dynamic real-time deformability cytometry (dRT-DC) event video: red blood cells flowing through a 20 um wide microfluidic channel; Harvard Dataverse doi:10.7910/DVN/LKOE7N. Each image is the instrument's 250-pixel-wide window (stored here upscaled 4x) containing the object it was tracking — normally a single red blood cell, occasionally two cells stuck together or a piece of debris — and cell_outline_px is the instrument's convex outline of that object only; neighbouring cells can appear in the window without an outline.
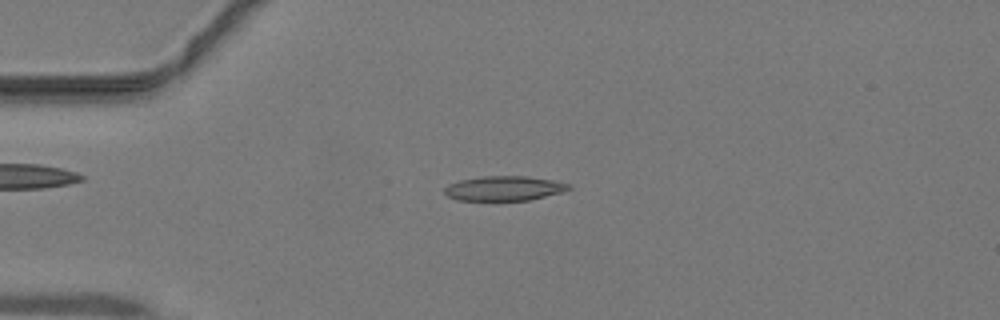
{"species": "common noctule bat (a hibernating species)", "species_latin": "Nyctalus noctula", "temperature_condition": "warm", "stored_images_in_passage": 44, "camera_frame_rate_fps": 3000, "um_per_image_px": 0.085, "animal": {"sex": "male", "body_mass_g": 19.2, "forearm_length_mm": 51.8}, "frame": {"image": 1, "passage_image": 11, "time_ms": 3.333, "image_size_px": [1000, 320], "cell_outline_px": [[572, 188], [560, 192], [528, 200], [456, 200], [448, 196], [444, 192], [444, 188], [448, 184], [460, 180], [480, 176], [524, 176], [552, 180], [572, 184]], "centroid_in_image_um": [42.82, 16.0], "position_along_channel_um": 42.2, "area_um2": 17.74}}
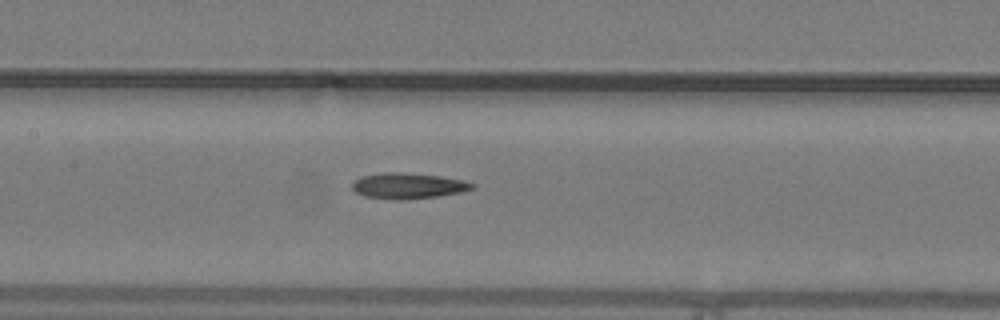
{"frame": {"image": 2, "passage_image": 21, "time_ms": 6.667, "image_size_px": [1000, 320], "cell_outline_px": [[476, 184], [472, 188], [460, 192], [436, 196], [404, 200], [396, 200], [364, 196], [356, 192], [352, 188], [352, 184], [360, 176], [384, 172], [404, 172], [440, 176], [464, 180]], "centroid_in_image_um": [34.66, 15.78], "position_along_channel_um": 172.7, "area_um2": 17.98}}
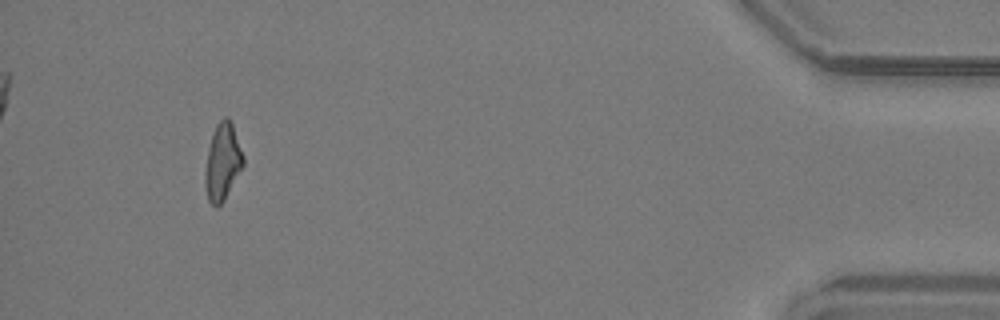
{"frame": {"image": 3, "passage_image": 41, "time_ms": 13.333, "image_size_px": [1000, 320], "cell_outline_px": [[244, 164], [224, 200], [216, 208], [208, 200], [204, 184], [204, 172], [208, 148], [216, 124], [224, 116], [228, 116], [232, 124], [244, 156]], "centroid_in_image_um": [18.9, 13.76], "position_along_channel_um": 416.3, "area_um2": 17.05}}